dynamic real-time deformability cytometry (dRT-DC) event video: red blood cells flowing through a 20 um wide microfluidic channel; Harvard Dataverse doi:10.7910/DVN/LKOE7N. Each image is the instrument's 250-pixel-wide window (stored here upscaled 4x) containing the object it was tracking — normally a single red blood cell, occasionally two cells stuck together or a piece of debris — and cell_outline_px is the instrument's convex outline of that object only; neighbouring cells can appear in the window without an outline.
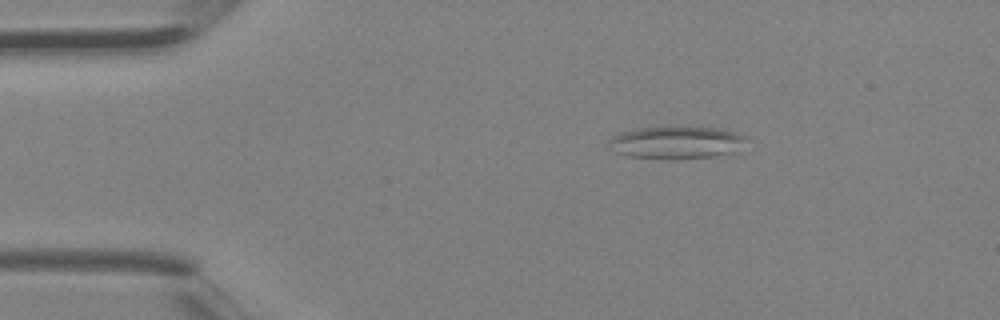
{"species": "Egyptian fruit bat (a non-hibernating species)", "species_latin": "Rousettus aegyptiacus", "temperature_condition": "room temperature", "stored_images_in_passage": 3, "camera_frame_rate_fps": 3000, "um_per_image_px": 0.085, "animal": {"sex": "female"}, "frame": {"image": 1, "passage_image": 1, "time_ms": 0.0, "image_size_px": [1000, 320], "cell_outline_px": [[748, 140], [728, 152], [712, 156], [676, 160], [664, 160], [628, 156], [616, 152], [612, 140], [612, 136], [620, 132], [636, 128], [720, 128], [736, 132], [748, 136]], "centroid_in_image_um": [57.5, 12.13], "position_along_channel_um": 27.5, "area_um2": 25.43}}